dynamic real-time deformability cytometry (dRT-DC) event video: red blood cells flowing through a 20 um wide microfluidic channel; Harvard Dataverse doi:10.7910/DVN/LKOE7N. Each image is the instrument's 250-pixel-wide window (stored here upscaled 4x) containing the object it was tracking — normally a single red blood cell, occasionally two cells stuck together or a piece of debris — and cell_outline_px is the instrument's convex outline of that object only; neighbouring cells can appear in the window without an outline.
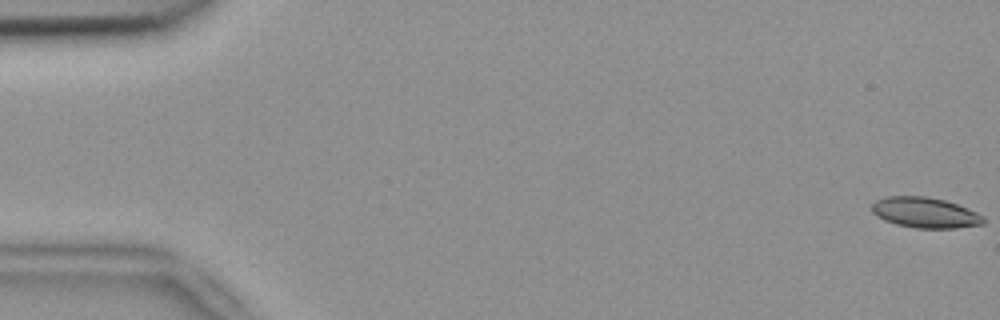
{"species": "common noctule bat (a hibernating species)", "species_latin": "Nyctalus noctula", "temperature_condition": "room temperature", "stored_images_in_passage": 54, "camera_frame_rate_fps": 3000, "um_per_image_px": 0.085, "animal": {"sex": "female", "body_mass_g": 18.4}, "frame": {"image": 1, "passage_image": 1, "time_ms": 0.0, "image_size_px": [1000, 320], "cell_outline_px": [[984, 224], [956, 228], [916, 228], [896, 224], [884, 220], [876, 216], [872, 212], [872, 204], [876, 200], [884, 196], [924, 196], [944, 200], [968, 208], [984, 216]], "centroid_in_image_um": [78.62, 18.07], "position_along_channel_um": 6.4, "area_um2": 19.88}}
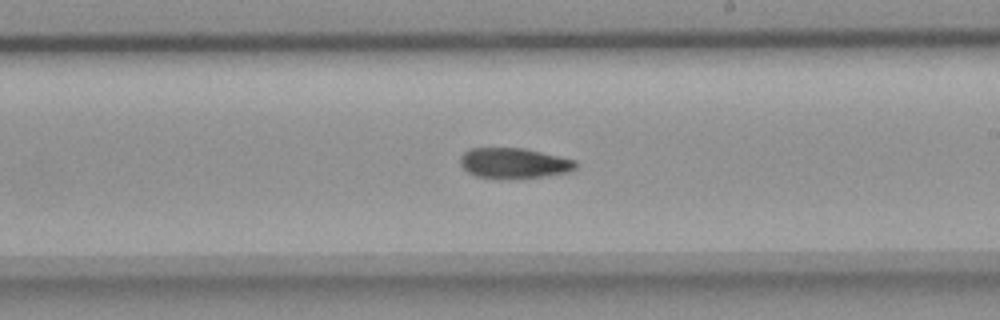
{"frame": {"image": 2, "passage_image": 32, "time_ms": 10.333, "image_size_px": [1000, 320], "cell_outline_px": [[576, 168], [568, 172], [540, 176], [476, 176], [468, 172], [460, 164], [460, 156], [464, 152], [472, 148], [524, 148], [576, 160]], "centroid_in_image_um": [43.68, 13.82], "position_along_channel_um": 245.3, "area_um2": 19.59}}
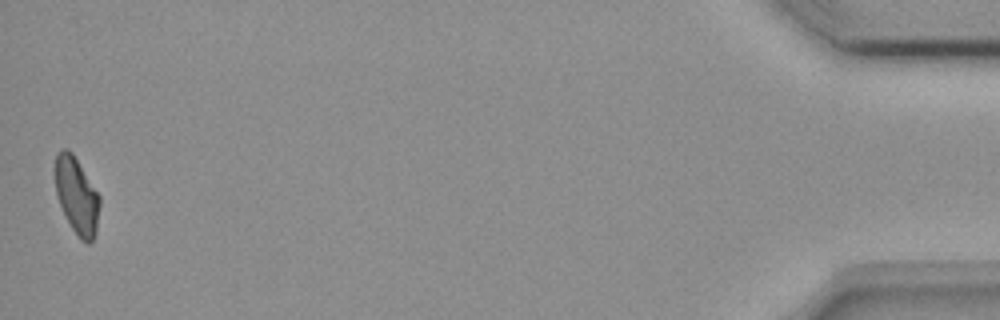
{"frame": {"image": 3, "passage_image": 54, "time_ms": 17.667, "image_size_px": [1000, 320], "cell_outline_px": [[100, 204], [96, 232], [92, 240], [88, 244], [80, 240], [72, 228], [56, 196], [56, 152], [64, 148], [68, 148], [72, 152], [100, 196]], "centroid_in_image_um": [6.53, 16.64], "position_along_channel_um": 428.7, "area_um2": 19.65}}